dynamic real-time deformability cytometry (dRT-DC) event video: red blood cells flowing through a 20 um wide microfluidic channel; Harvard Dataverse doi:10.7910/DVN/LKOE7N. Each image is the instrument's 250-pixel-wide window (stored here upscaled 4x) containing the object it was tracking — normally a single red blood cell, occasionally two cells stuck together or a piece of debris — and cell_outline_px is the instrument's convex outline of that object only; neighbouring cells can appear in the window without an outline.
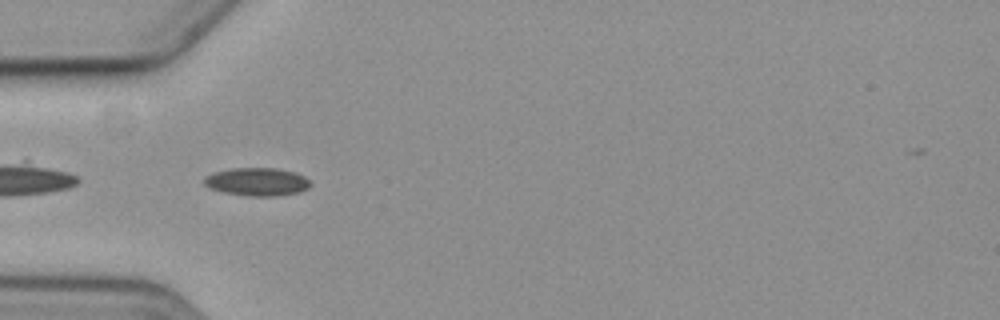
{"species": "common noctule bat (a hibernating species)", "species_latin": "Nyctalus noctula", "temperature_condition": "cold", "stored_images_in_passage": 7, "camera_frame_rate_fps": 3000, "um_per_image_px": 0.085, "animal": {"sex": "female", "body_mass_g": 19.3, "forearm_length_mm": 54.1}, "frame": {"image": 1, "passage_image": 5, "time_ms": 5.333, "image_size_px": [1000, 320], "cell_outline_px": [[312, 184], [308, 188], [300, 192], [276, 196], [248, 196], [224, 192], [208, 188], [204, 184], [204, 176], [212, 172], [232, 168], [276, 168], [296, 172], [304, 176]], "centroid_in_image_um": [21.84, 15.45], "position_along_channel_um": 63.2, "area_um2": 17.57}}
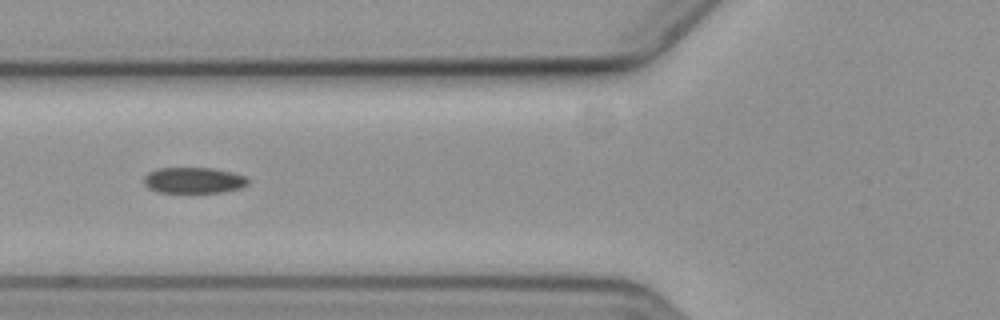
{"frame": {"image": 2, "passage_image": 6, "time_ms": 6.667, "image_size_px": [1000, 320], "cell_outline_px": [[248, 184], [240, 188], [224, 192], [156, 192], [148, 188], [144, 184], [144, 176], [148, 172], [156, 168], [216, 168], [232, 172], [244, 176], [248, 180]], "centroid_in_image_um": [16.44, 15.32], "position_along_channel_um": 109.4, "area_um2": 15.84}}
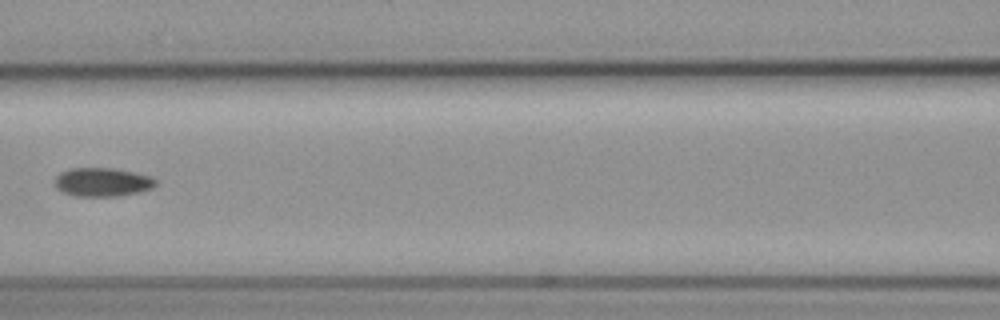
{"frame": {"image": 3, "passage_image": 7, "time_ms": 8.0, "image_size_px": [1000, 320], "cell_outline_px": [[156, 184], [152, 188], [140, 192], [116, 196], [72, 196], [56, 188], [56, 176], [60, 172], [68, 168], [116, 168], [152, 176], [156, 180]], "centroid_in_image_um": [8.71, 15.47], "position_along_channel_um": 157.9, "area_um2": 16.99}}